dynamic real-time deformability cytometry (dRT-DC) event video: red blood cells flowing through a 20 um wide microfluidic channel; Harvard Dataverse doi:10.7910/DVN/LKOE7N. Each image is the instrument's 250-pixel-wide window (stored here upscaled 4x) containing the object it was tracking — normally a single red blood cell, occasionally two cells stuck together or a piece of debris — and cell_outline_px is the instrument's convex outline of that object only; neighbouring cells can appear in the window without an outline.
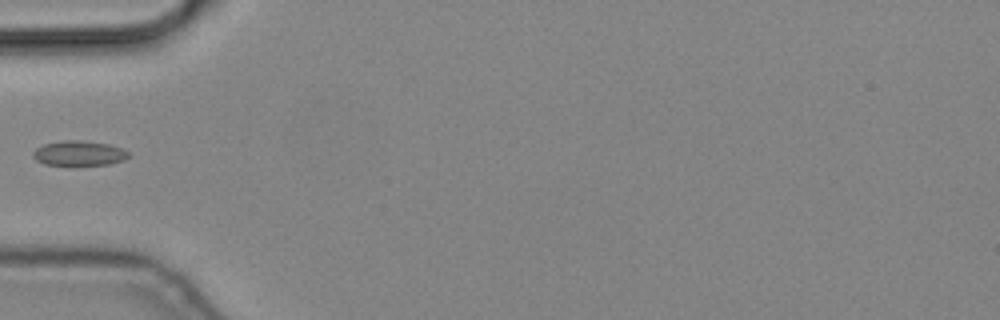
{"species": "common noctule bat (a hibernating species)", "species_latin": "Nyctalus noctula", "temperature_condition": "cold", "stored_images_in_passage": 7, "camera_frame_rate_fps": 3000, "um_per_image_px": 0.085, "animal": {"sex": "male", "body_mass_g": 19.2, "forearm_length_mm": 51.8}, "frame": {"image": 1, "passage_image": 6, "time_ms": 1.667, "image_size_px": [1000, 320], "cell_outline_px": [[128, 156], [124, 160], [108, 164], [44, 164], [36, 160], [32, 156], [32, 152], [36, 148], [44, 144], [64, 140], [80, 140], [108, 144], [120, 148], [128, 152]], "centroid_in_image_um": [6.68, 13.01], "position_along_channel_um": 78.3, "area_um2": 13.53}}
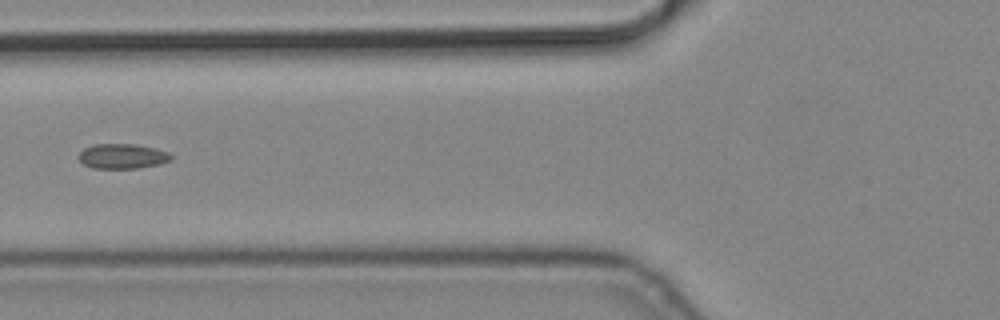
{"frame": {"image": 2, "passage_image": 7, "time_ms": 2.0, "image_size_px": [1000, 320], "cell_outline_px": [[172, 160], [160, 164], [136, 168], [92, 168], [84, 164], [76, 156], [84, 148], [92, 144], [136, 144], [156, 148], [168, 152], [172, 156]], "centroid_in_image_um": [10.4, 13.27], "position_along_channel_um": 115.4, "area_um2": 13.53}}